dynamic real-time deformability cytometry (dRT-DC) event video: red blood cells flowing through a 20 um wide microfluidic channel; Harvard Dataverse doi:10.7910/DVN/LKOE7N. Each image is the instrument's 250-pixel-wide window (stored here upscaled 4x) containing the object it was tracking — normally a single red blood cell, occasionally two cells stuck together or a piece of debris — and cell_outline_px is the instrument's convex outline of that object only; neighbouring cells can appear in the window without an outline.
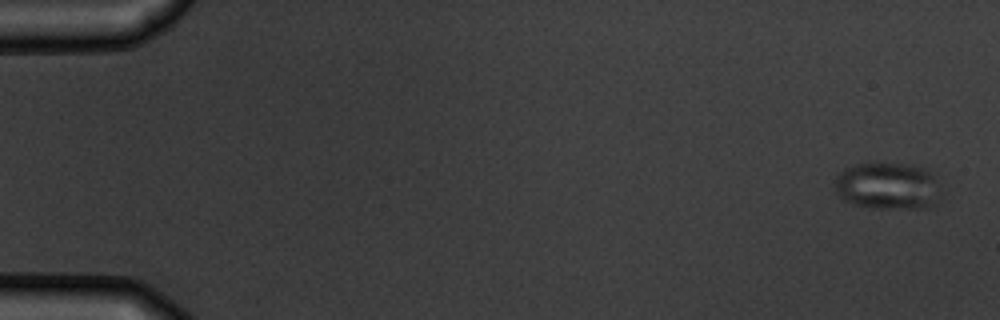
{"species": "common noctule bat (a hibernating species)", "species_latin": "Nyctalus noctula", "temperature_condition": "warm", "stored_images_in_passage": 5, "camera_frame_rate_fps": 3000, "um_per_image_px": 0.085, "animal": {"sex": "male", "body_mass_g": 19.5, "forearm_length_mm": 54.6}, "frame": {"image": 1, "passage_image": 1, "time_ms": 0.0, "image_size_px": [1000, 320], "cell_outline_px": [[940, 200], [932, 208], [872, 208], [856, 204], [844, 200], [836, 192], [836, 176], [844, 168], [868, 160], [872, 160], [908, 164], [924, 168], [932, 176]], "centroid_in_image_um": [75.41, 15.78], "position_along_channel_um": 9.6, "area_um2": 29.48}}